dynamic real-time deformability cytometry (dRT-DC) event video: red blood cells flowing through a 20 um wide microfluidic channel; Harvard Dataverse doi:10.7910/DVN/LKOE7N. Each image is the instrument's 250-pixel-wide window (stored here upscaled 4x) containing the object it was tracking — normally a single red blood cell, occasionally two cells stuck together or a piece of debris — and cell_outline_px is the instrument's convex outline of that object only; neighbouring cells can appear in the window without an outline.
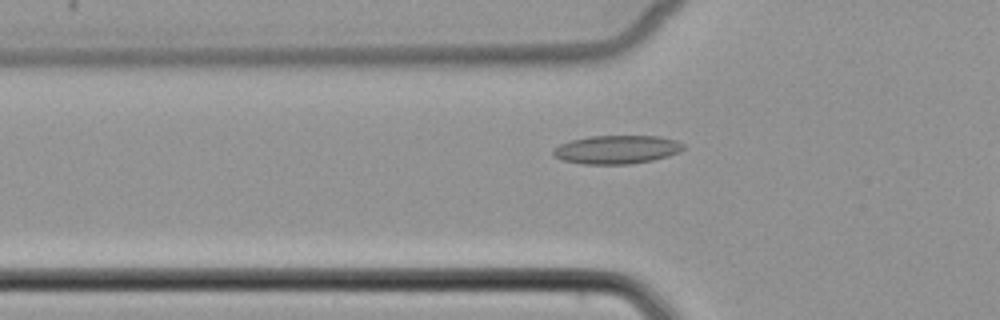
{"species": "common noctule bat (a hibernating species)", "species_latin": "Nyctalus noctula", "temperature_condition": "cold", "stored_images_in_passage": 39, "camera_frame_rate_fps": 3000, "um_per_image_px": 0.085, "animal": {"sex": "female", "body_mass_g": 22.7, "forearm_length_mm": 54.2}, "frame": {"image": 1, "passage_image": 8, "time_ms": 2.333, "image_size_px": [1000, 320], "cell_outline_px": [[684, 148], [680, 152], [668, 156], [652, 160], [632, 164], [584, 164], [564, 160], [552, 156], [552, 148], [560, 144], [572, 140], [588, 136], [660, 136], [676, 140], [684, 144]], "centroid_in_image_um": [52.42, 12.71], "position_along_channel_um": 73.4, "area_um2": 21.73}}
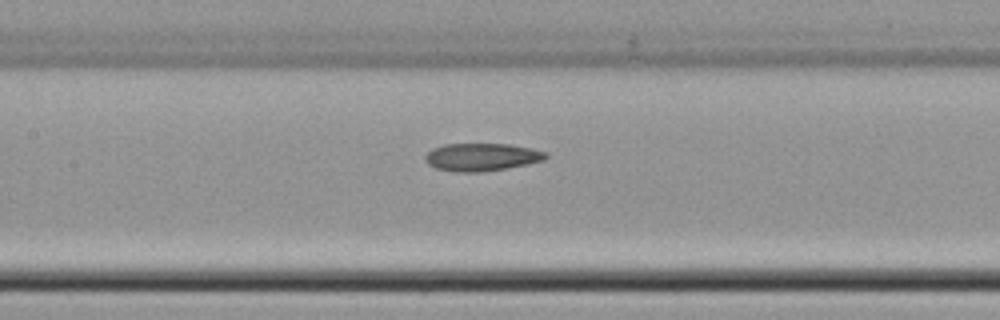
{"frame": {"image": 2, "passage_image": 15, "time_ms": 4.667, "image_size_px": [1000, 320], "cell_outline_px": [[548, 156], [544, 160], [528, 164], [508, 168], [484, 172], [456, 172], [436, 168], [428, 164], [424, 160], [424, 156], [432, 148], [444, 144], [508, 144], [532, 148], [548, 152]], "centroid_in_image_um": [40.95, 13.35], "position_along_channel_um": 166.4, "area_um2": 19.71}}
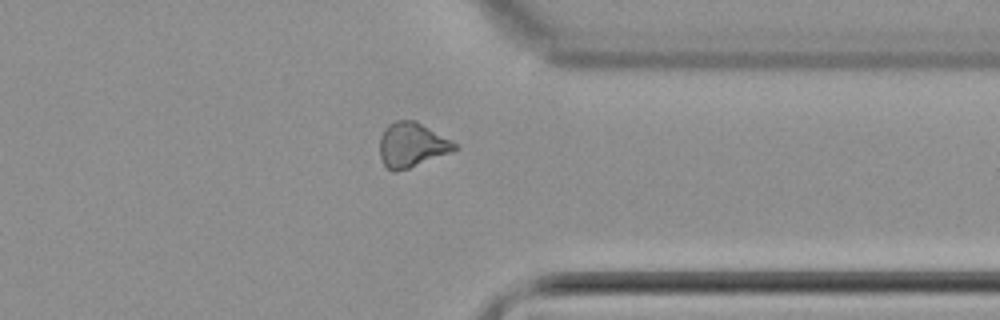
{"frame": {"image": 3, "passage_image": 31, "time_ms": 10.0, "image_size_px": [1000, 320], "cell_outline_px": [[456, 148], [452, 152], [408, 168], [396, 172], [392, 172], [384, 164], [380, 156], [380, 136], [384, 128], [388, 124], [396, 120], [416, 120], [452, 140], [456, 144]], "centroid_in_image_um": [34.99, 12.3], "position_along_channel_um": 376.4, "area_um2": 19.48}}